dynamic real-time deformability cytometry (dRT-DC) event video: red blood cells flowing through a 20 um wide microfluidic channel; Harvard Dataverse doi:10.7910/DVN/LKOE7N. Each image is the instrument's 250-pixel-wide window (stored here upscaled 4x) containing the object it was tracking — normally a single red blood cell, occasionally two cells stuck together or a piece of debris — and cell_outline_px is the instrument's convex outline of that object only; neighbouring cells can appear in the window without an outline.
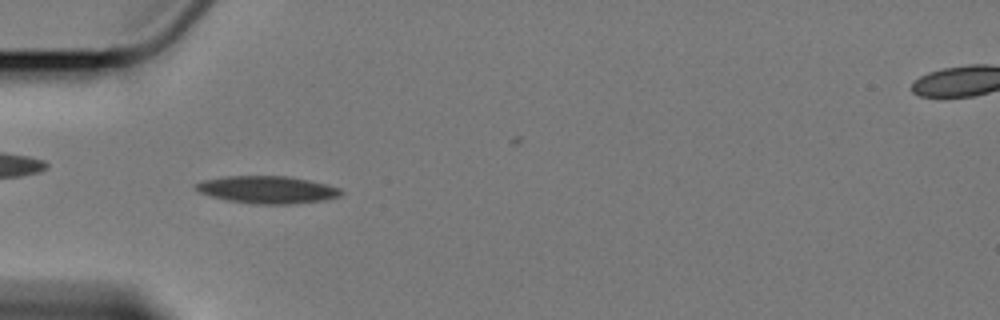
{"species": "Egyptian fruit bat (a non-hibernating species)", "species_latin": "Rousettus aegyptiacus", "temperature_condition": "cold", "stored_images_in_passage": 37, "camera_frame_rate_fps": 3000, "um_per_image_px": 0.085, "animal": {"sex": "female"}, "frame": {"image": 1, "passage_image": 7, "time_ms": 2.0, "image_size_px": [1000, 320], "cell_outline_px": [[344, 192], [340, 196], [324, 200], [292, 204], [252, 204], [228, 200], [212, 196], [200, 192], [196, 188], [196, 184], [204, 180], [228, 176], [288, 176], [308, 180], [340, 188]], "centroid_in_image_um": [22.76, 16.13], "position_along_channel_um": 62.2, "area_um2": 22.95}}
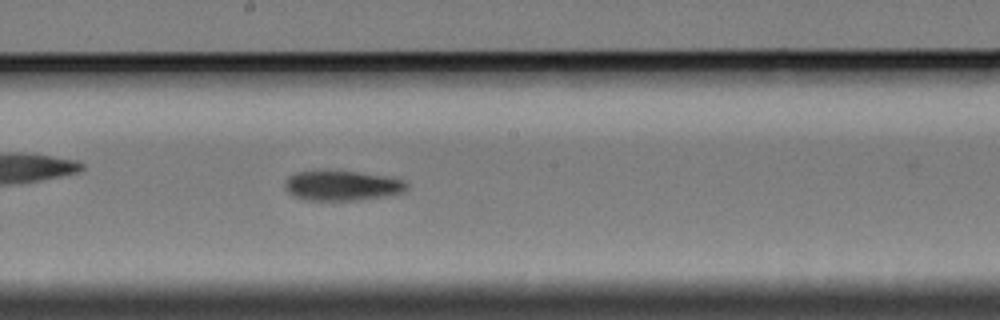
{"frame": {"image": 2, "passage_image": 21, "time_ms": 6.667, "image_size_px": [1000, 320], "cell_outline_px": [[408, 188], [404, 192], [384, 196], [356, 200], [304, 200], [292, 196], [284, 188], [284, 180], [288, 176], [296, 172], [328, 168], [360, 172], [388, 176], [408, 180]], "centroid_in_image_um": [29.05, 15.73], "position_along_channel_um": 219.2, "area_um2": 22.25}}
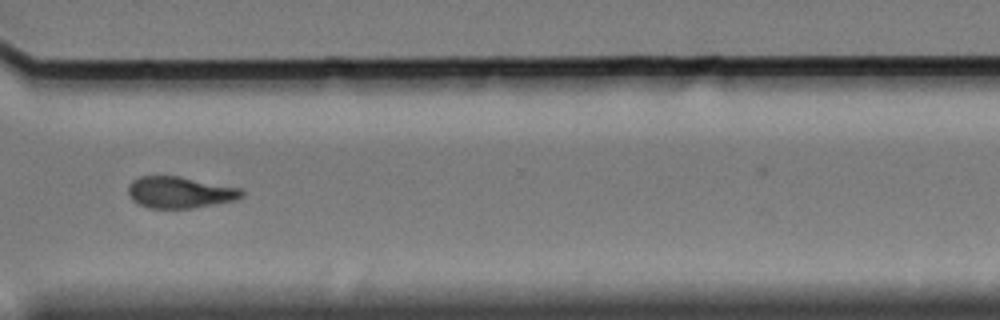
{"frame": {"image": 3, "passage_image": 33, "time_ms": 10.667, "image_size_px": [1000, 320], "cell_outline_px": [[244, 196], [236, 200], [192, 208], [148, 208], [136, 204], [132, 200], [128, 192], [128, 184], [132, 180], [140, 176], [180, 176], [240, 188], [244, 192]], "centroid_in_image_um": [15.26, 16.35], "position_along_channel_um": 355.3, "area_um2": 20.98}}